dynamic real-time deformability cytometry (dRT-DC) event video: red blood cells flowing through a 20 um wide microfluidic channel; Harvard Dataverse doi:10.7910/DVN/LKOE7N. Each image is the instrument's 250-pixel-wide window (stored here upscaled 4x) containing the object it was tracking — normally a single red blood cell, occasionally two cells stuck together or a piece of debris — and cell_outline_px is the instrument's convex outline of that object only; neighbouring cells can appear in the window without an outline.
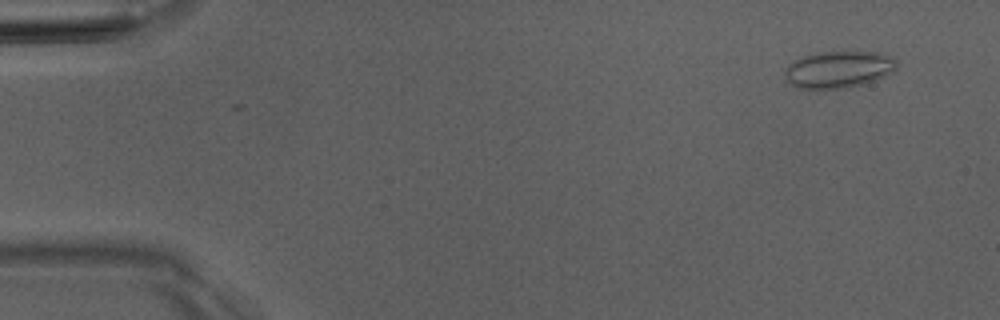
{"species": "Egyptian fruit bat (a non-hibernating species)", "species_latin": "Rousettus aegyptiacus", "temperature_condition": "room temperature", "stored_images_in_passage": 7, "camera_frame_rate_fps": 3000, "um_per_image_px": 0.085, "animal": {"sex": "male"}, "frame": {"image": 1, "passage_image": 1, "time_ms": 0.0, "image_size_px": [1000, 320], "cell_outline_px": [[896, 68], [892, 72], [872, 80], [860, 84], [844, 88], [796, 88], [784, 76], [784, 72], [788, 64], [792, 60], [804, 56], [820, 52], [880, 52], [892, 56], [896, 60]], "centroid_in_image_um": [71.25, 5.88], "position_along_channel_um": 13.8, "area_um2": 23.76}}
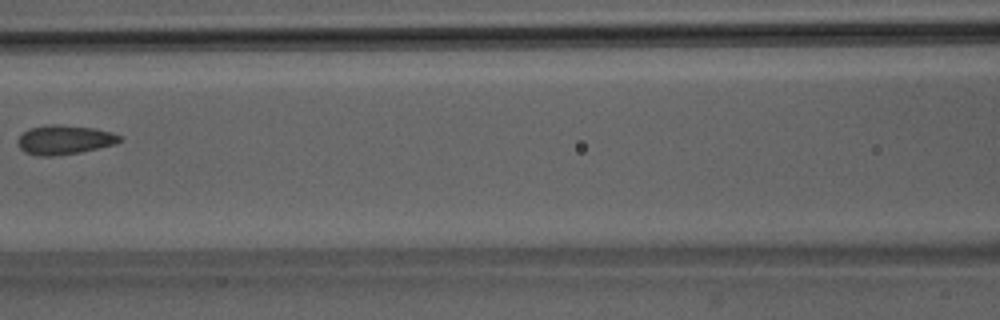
{"frame": {"image": 2, "passage_image": 7, "time_ms": 6.667, "image_size_px": [1000, 320], "cell_outline_px": [[124, 136], [116, 144], [80, 152], [52, 156], [40, 156], [24, 152], [20, 148], [16, 140], [28, 128], [48, 124], [60, 124], [96, 128], [112, 132]], "centroid_in_image_um": [5.49, 11.87], "position_along_channel_um": 161.1, "area_um2": 17.57}}